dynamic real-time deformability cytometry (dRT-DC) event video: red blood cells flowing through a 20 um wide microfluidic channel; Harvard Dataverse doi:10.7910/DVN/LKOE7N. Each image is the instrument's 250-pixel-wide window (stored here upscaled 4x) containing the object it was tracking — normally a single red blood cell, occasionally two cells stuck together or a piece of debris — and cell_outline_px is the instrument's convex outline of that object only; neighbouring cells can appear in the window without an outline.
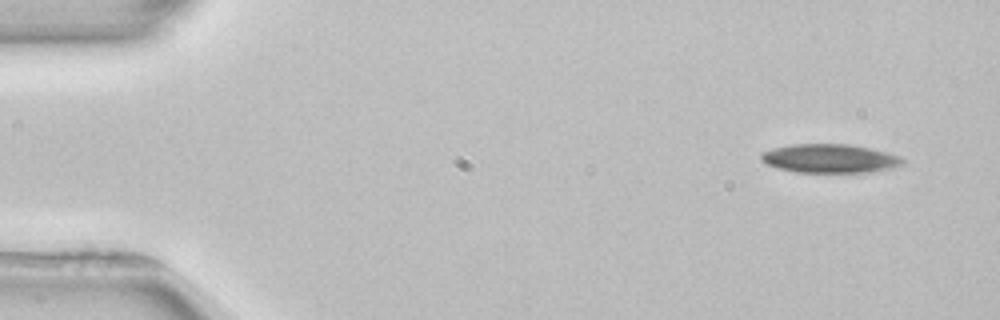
{"species": "common noctule bat (a hibernating species)", "species_latin": "Nyctalus noctula", "temperature_condition": "room temperature", "stored_images_in_passage": 4, "camera_frame_rate_fps": 3000, "um_per_image_px": 0.085, "animal": {"sex": "female", "body_mass_g": 22.7, "forearm_length_mm": 54.2}, "frame": {"image": 1, "passage_image": 1, "time_ms": 0.0, "image_size_px": [1000, 320], "cell_outline_px": [[904, 160], [900, 164], [888, 168], [872, 172], [796, 172], [776, 168], [760, 160], [760, 152], [772, 148], [792, 144], [848, 144], [872, 148], [888, 152], [900, 156]], "centroid_in_image_um": [70.48, 13.46], "position_along_channel_um": 14.5, "area_um2": 23.76}}
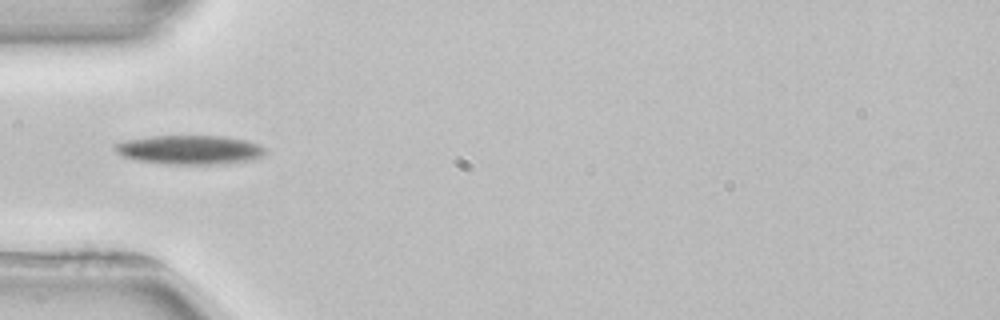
{"frame": {"image": 2, "passage_image": 4, "time_ms": 4.333, "image_size_px": [1000, 320], "cell_outline_px": [[264, 152], [260, 156], [252, 160], [224, 164], [164, 164], [132, 160], [120, 156], [112, 148], [116, 144], [128, 140], [148, 136], [224, 136], [244, 140], [260, 144], [264, 148]], "centroid_in_image_um": [16.07, 12.74], "position_along_channel_um": 68.9, "area_um2": 25.66}}